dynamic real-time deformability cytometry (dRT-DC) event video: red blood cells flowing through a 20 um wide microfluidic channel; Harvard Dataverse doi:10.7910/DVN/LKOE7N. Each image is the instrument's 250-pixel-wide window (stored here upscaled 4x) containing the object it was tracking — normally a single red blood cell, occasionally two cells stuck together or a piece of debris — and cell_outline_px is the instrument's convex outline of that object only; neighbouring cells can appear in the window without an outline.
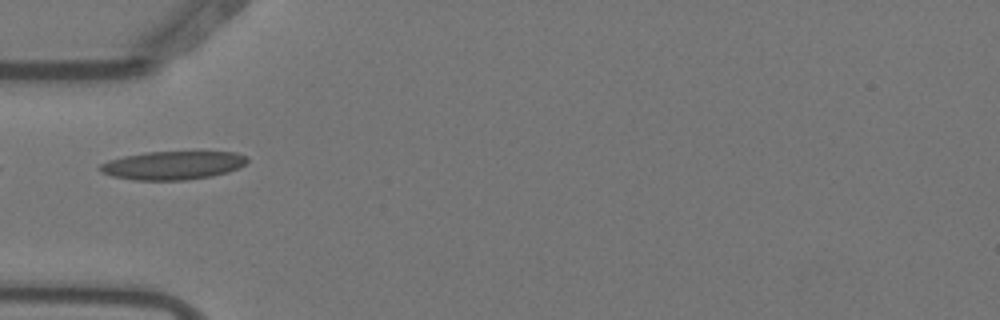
{"species": "Egyptian fruit bat (a non-hibernating species)", "species_latin": "Rousettus aegyptiacus", "temperature_condition": "warm", "stored_images_in_passage": 5, "camera_frame_rate_fps": 3000, "um_per_image_px": 0.085, "animal": {"sex": "female"}, "frame": {"image": 1, "passage_image": 5, "time_ms": 1.333, "image_size_px": [1000, 320], "cell_outline_px": [[248, 160], [244, 164], [228, 172], [212, 176], [184, 180], [136, 180], [112, 176], [100, 172], [96, 168], [100, 164], [108, 160], [124, 156], [144, 152], [236, 152], [248, 156]], "centroid_in_image_um": [14.65, 14.05], "position_along_channel_um": 70.4, "area_um2": 24.45}}